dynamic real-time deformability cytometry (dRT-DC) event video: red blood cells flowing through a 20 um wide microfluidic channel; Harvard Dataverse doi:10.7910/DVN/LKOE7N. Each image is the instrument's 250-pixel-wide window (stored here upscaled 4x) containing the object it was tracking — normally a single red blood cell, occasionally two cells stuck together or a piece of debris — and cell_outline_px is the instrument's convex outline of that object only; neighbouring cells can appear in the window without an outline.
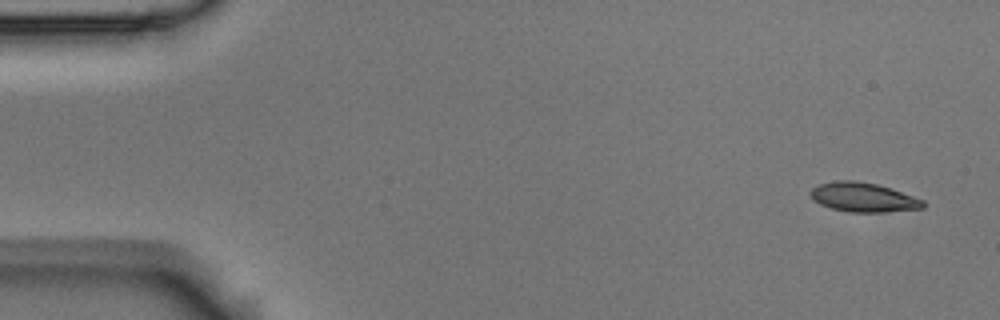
{"species": "Egyptian fruit bat (a non-hibernating species)", "species_latin": "Rousettus aegyptiacus", "temperature_condition": "room temperature", "stored_images_in_passage": 5, "segment_of_instrument_passage": [1, 2], "camera_frame_rate_fps": 3000, "um_per_image_px": 0.085, "animal": {"sex": "male"}, "frame": {"image": 1, "passage_image": 1, "time_ms": 0.0, "image_size_px": [1000, 320], "cell_outline_px": [[924, 208], [884, 212], [852, 212], [832, 208], [820, 204], [812, 200], [812, 188], [820, 184], [836, 180], [856, 180], [876, 184], [892, 188], [924, 200]], "centroid_in_image_um": [73.4, 16.76], "position_along_channel_um": 11.6, "area_um2": 19.13}}